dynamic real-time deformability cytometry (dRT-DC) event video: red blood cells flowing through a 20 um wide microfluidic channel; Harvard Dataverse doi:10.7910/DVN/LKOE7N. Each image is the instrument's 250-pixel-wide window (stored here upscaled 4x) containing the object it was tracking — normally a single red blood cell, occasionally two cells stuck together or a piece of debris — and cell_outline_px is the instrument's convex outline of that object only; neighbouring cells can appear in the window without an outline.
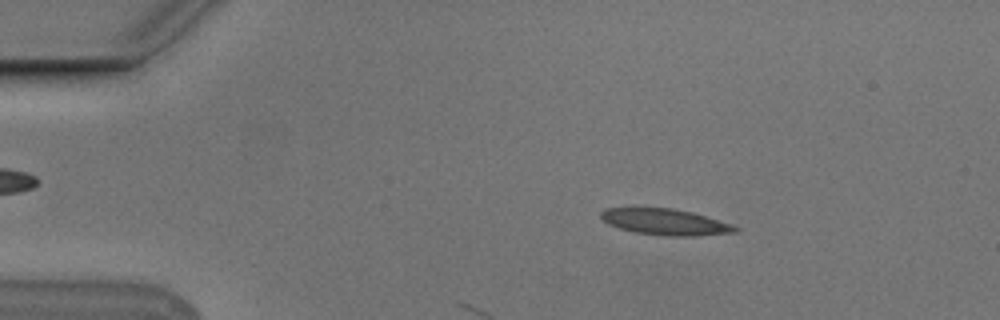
{"species": "Egyptian fruit bat (a non-hibernating species)", "species_latin": "Rousettus aegyptiacus", "temperature_condition": "cold", "stored_images_in_passage": 8, "camera_frame_rate_fps": 3000, "um_per_image_px": 0.085, "animal": {"sex": "male"}, "frame": {"image": 1, "passage_image": 4, "time_ms": 1.0, "image_size_px": [1000, 320], "cell_outline_px": [[740, 228], [736, 232], [692, 236], [668, 236], [636, 232], [620, 228], [608, 224], [600, 216], [600, 212], [604, 208], [672, 208], [692, 212], [732, 224]], "centroid_in_image_um": [56.55, 18.86], "position_along_channel_um": 28.5, "area_um2": 20.29}}